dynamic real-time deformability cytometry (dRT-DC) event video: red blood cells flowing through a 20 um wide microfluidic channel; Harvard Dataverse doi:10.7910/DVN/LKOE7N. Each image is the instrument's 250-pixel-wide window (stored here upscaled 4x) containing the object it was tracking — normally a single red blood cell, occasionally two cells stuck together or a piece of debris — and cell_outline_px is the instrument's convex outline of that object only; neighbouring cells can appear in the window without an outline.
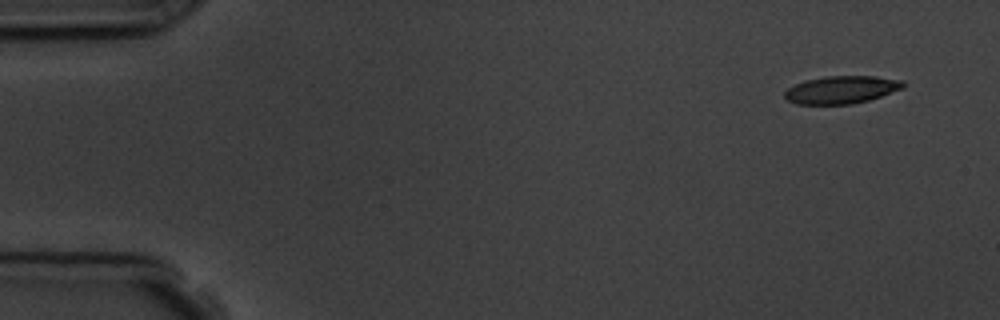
{"species": "common noctule bat (a hibernating species)", "species_latin": "Nyctalus noctula", "temperature_condition": "room temperature", "stored_images_in_passage": 8, "camera_frame_rate_fps": 3000, "um_per_image_px": 0.085, "animal": {"sex": "male", "body_mass_g": 19.5, "forearm_length_mm": 54.6}, "frame": {"image": 1, "passage_image": 1, "time_ms": 0.0, "image_size_px": [1000, 320], "cell_outline_px": [[904, 88], [868, 100], [852, 104], [796, 104], [788, 100], [784, 96], [784, 92], [788, 88], [804, 80], [824, 76], [876, 76], [904, 80]], "centroid_in_image_um": [71.52, 7.62], "position_along_channel_um": 13.5, "area_um2": 19.13}}
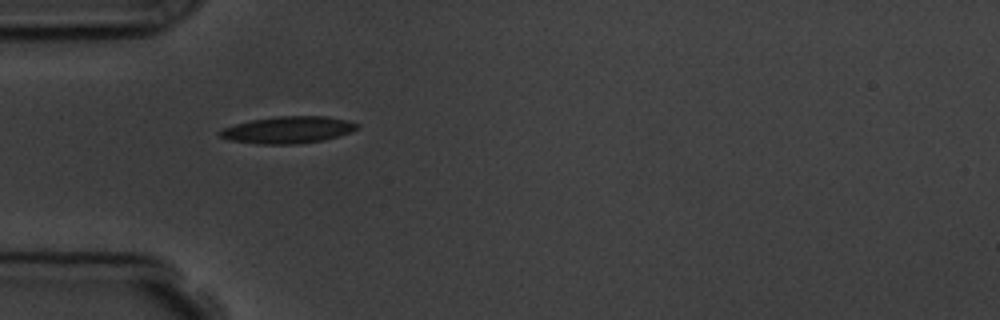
{"frame": {"image": 2, "passage_image": 5, "time_ms": 4.333, "image_size_px": [1000, 320], "cell_outline_px": [[360, 128], [352, 132], [324, 140], [296, 144], [260, 144], [228, 140], [220, 136], [216, 132], [224, 128], [236, 124], [252, 120], [280, 116], [324, 116], [344, 120], [360, 124]], "centroid_in_image_um": [24.49, 11.04], "position_along_channel_um": 60.5, "area_um2": 21.44}}